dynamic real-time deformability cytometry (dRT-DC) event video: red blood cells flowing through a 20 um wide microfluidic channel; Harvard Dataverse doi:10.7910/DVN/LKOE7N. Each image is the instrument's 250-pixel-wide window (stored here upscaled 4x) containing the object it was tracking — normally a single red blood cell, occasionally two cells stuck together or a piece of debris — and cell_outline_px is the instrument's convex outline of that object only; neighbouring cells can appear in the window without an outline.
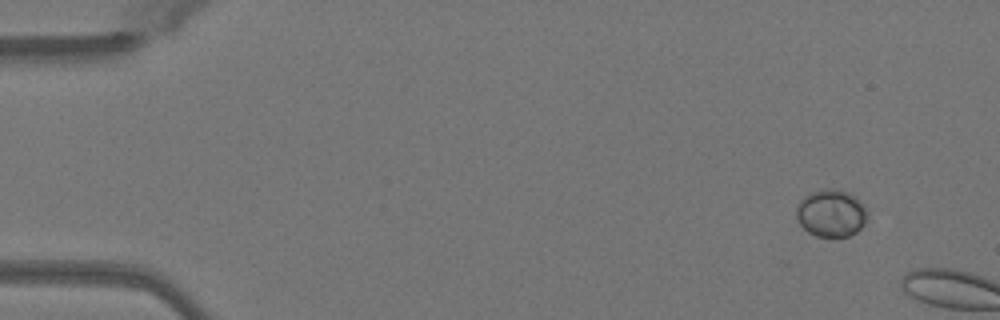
{"species": "Egyptian fruit bat (a non-hibernating species)", "species_latin": "Rousettus aegyptiacus", "temperature_condition": "warm", "stored_images_in_passage": 3, "camera_frame_rate_fps": 3000, "um_per_image_px": 0.085, "animal": {"sex": "female"}, "frame": {"image": 1, "passage_image": 1, "time_ms": 0.0, "image_size_px": [1000, 320], "cell_outline_px": [[868, 220], [856, 232], [848, 236], [816, 236], [808, 232], [796, 220], [796, 204], [804, 196], [812, 192], [824, 188], [828, 188], [848, 192], [856, 196], [864, 204], [868, 216]], "centroid_in_image_um": [70.64, 18.11], "position_along_channel_um": 14.4, "area_um2": 19.83}}